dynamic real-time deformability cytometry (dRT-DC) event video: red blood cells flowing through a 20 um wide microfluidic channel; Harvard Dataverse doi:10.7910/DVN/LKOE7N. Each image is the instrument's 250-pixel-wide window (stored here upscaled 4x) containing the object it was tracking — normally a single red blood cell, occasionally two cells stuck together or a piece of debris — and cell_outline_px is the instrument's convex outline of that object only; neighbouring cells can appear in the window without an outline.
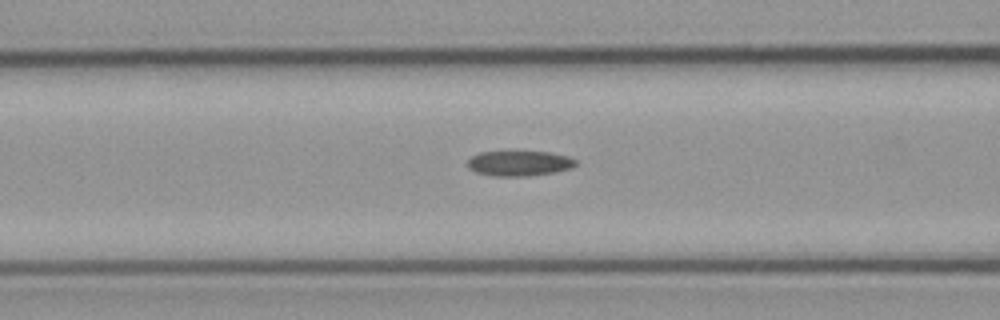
{"species": "common noctule bat (a hibernating species)", "species_latin": "Nyctalus noctula", "temperature_condition": "cold", "stored_images_in_passage": 22, "camera_frame_rate_fps": 3000, "um_per_image_px": 0.085, "animal": {"sex": "male", "body_mass_g": 23.1, "forearm_length_mm": 52.7}, "frame": {"image": 1, "passage_image": 10, "time_ms": 3.0, "image_size_px": [1000, 320], "cell_outline_px": [[576, 164], [572, 168], [556, 172], [528, 176], [492, 176], [476, 172], [468, 168], [468, 160], [472, 156], [480, 152], [548, 152], [568, 156], [576, 160]], "centroid_in_image_um": [44.14, 13.89], "position_along_channel_um": 122.5, "area_um2": 15.84}}
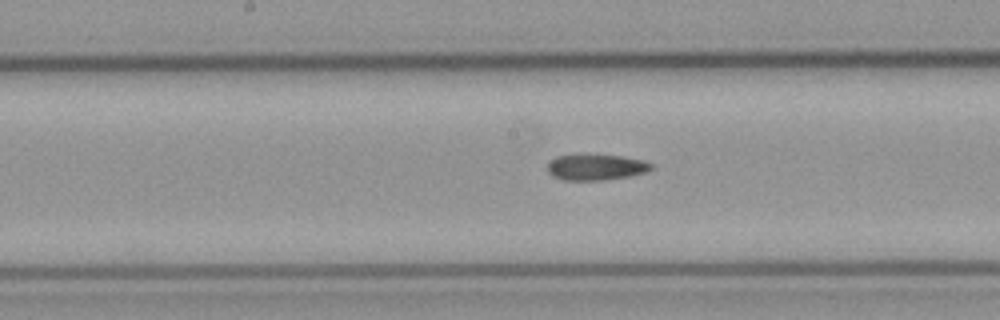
{"frame": {"image": 2, "passage_image": 16, "time_ms": 5.0, "image_size_px": [1000, 320], "cell_outline_px": [[652, 168], [644, 172], [628, 176], [604, 180], [564, 180], [552, 176], [548, 172], [548, 164], [556, 156], [576, 152], [584, 152], [624, 156], [644, 160], [652, 164]], "centroid_in_image_um": [50.61, 14.16], "position_along_channel_um": 197.6, "area_um2": 16.3}}
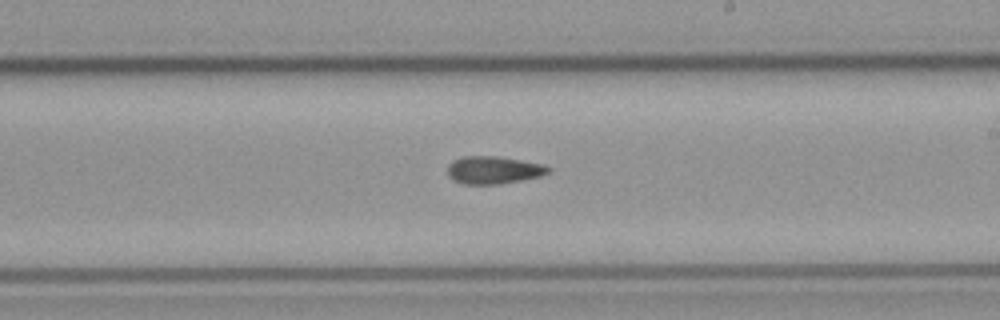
{"frame": {"image": 3, "passage_image": 20, "time_ms": 6.333, "image_size_px": [1000, 320], "cell_outline_px": [[552, 172], [540, 176], [500, 184], [464, 184], [452, 180], [448, 176], [448, 164], [452, 160], [464, 156], [496, 156], [544, 164], [552, 168]], "centroid_in_image_um": [41.95, 14.45], "position_along_channel_um": 247.0, "area_um2": 16.36}}